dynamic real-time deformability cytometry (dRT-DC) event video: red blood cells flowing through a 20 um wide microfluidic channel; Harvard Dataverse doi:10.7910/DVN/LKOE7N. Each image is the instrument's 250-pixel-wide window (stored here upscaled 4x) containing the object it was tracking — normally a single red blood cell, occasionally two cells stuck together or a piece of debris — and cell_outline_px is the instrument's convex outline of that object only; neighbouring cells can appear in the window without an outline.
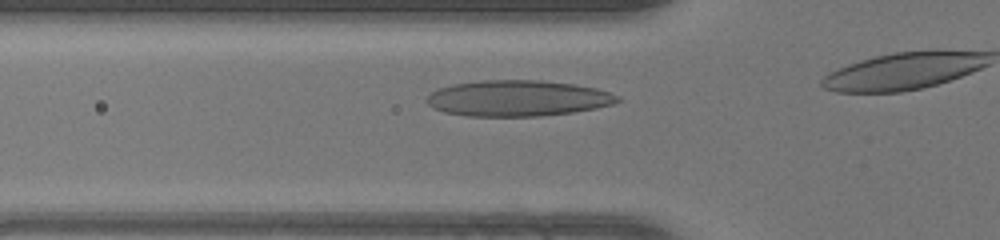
{"species": "human", "species_latin": "Homo sapiens", "temperature_condition": "warm", "stored_images_in_passage": 8, "camera_frame_rate_fps": 3000, "um_per_image_px": 0.085, "donor": {"sex": "female"}, "frame": {"image": 1, "passage_image": 3, "time_ms": 0.667, "image_size_px": [1000, 240], "cell_outline_px": [[624, 100], [612, 104], [596, 108], [572, 112], [540, 116], [468, 116], [444, 112], [432, 108], [424, 100], [436, 88], [452, 84], [480, 80], [540, 80], [572, 84], [596, 88], [620, 96]], "centroid_in_image_um": [43.98, 8.35], "position_along_channel_um": 81.8, "area_um2": 40.17}}
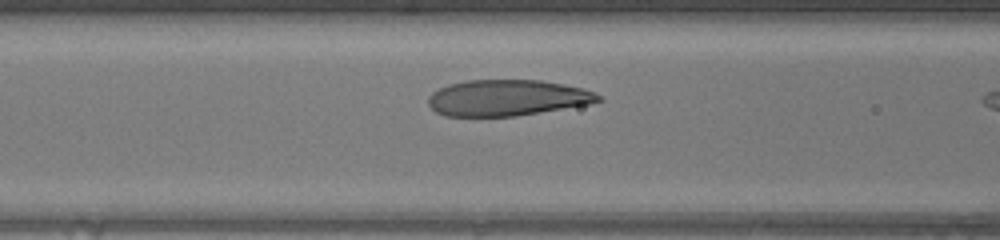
{"frame": {"image": 2, "passage_image": 6, "time_ms": 1.667, "image_size_px": [1000, 240], "cell_outline_px": [[604, 100], [592, 104], [516, 116], [444, 116], [436, 112], [428, 104], [428, 96], [432, 92], [448, 84], [468, 80], [540, 80], [564, 84], [584, 88], [600, 96]], "centroid_in_image_um": [43.12, 8.32], "position_along_channel_um": 123.5, "area_um2": 35.95}}